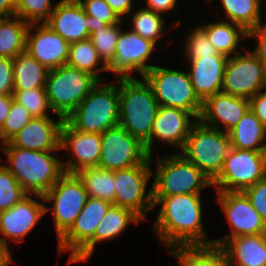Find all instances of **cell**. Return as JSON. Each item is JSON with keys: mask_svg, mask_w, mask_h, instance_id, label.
Here are the masks:
<instances>
[{"mask_svg": "<svg viewBox=\"0 0 266 266\" xmlns=\"http://www.w3.org/2000/svg\"><path fill=\"white\" fill-rule=\"evenodd\" d=\"M201 194L174 196H152L153 208L161 205V210L153 224V232L158 235L167 249L176 246L212 245L202 224ZM163 241V242H162Z\"/></svg>", "mask_w": 266, "mask_h": 266, "instance_id": "cell-1", "label": "cell"}, {"mask_svg": "<svg viewBox=\"0 0 266 266\" xmlns=\"http://www.w3.org/2000/svg\"><path fill=\"white\" fill-rule=\"evenodd\" d=\"M0 149L8 158V171L14 175L27 194L43 199L49 189L65 173L55 151H34L2 143Z\"/></svg>", "mask_w": 266, "mask_h": 266, "instance_id": "cell-2", "label": "cell"}, {"mask_svg": "<svg viewBox=\"0 0 266 266\" xmlns=\"http://www.w3.org/2000/svg\"><path fill=\"white\" fill-rule=\"evenodd\" d=\"M118 78L119 125L139 139L151 156V133L160 105L144 78Z\"/></svg>", "mask_w": 266, "mask_h": 266, "instance_id": "cell-3", "label": "cell"}, {"mask_svg": "<svg viewBox=\"0 0 266 266\" xmlns=\"http://www.w3.org/2000/svg\"><path fill=\"white\" fill-rule=\"evenodd\" d=\"M99 81L65 121L80 132L104 133L119 124V84Z\"/></svg>", "mask_w": 266, "mask_h": 266, "instance_id": "cell-4", "label": "cell"}, {"mask_svg": "<svg viewBox=\"0 0 266 266\" xmlns=\"http://www.w3.org/2000/svg\"><path fill=\"white\" fill-rule=\"evenodd\" d=\"M98 82L91 74L68 64L49 69L45 91L53 114L65 120Z\"/></svg>", "mask_w": 266, "mask_h": 266, "instance_id": "cell-5", "label": "cell"}, {"mask_svg": "<svg viewBox=\"0 0 266 266\" xmlns=\"http://www.w3.org/2000/svg\"><path fill=\"white\" fill-rule=\"evenodd\" d=\"M230 149L228 133L205 126L198 120L179 153L213 181L221 172Z\"/></svg>", "mask_w": 266, "mask_h": 266, "instance_id": "cell-6", "label": "cell"}, {"mask_svg": "<svg viewBox=\"0 0 266 266\" xmlns=\"http://www.w3.org/2000/svg\"><path fill=\"white\" fill-rule=\"evenodd\" d=\"M155 162L152 196L201 194L202 189L213 186L211 179L180 153L158 158Z\"/></svg>", "mask_w": 266, "mask_h": 266, "instance_id": "cell-7", "label": "cell"}, {"mask_svg": "<svg viewBox=\"0 0 266 266\" xmlns=\"http://www.w3.org/2000/svg\"><path fill=\"white\" fill-rule=\"evenodd\" d=\"M143 78L160 106L183 109L199 120L202 102L194 92L188 72L155 65Z\"/></svg>", "mask_w": 266, "mask_h": 266, "instance_id": "cell-8", "label": "cell"}, {"mask_svg": "<svg viewBox=\"0 0 266 266\" xmlns=\"http://www.w3.org/2000/svg\"><path fill=\"white\" fill-rule=\"evenodd\" d=\"M266 177V151L230 149L219 175L212 181L217 191H243Z\"/></svg>", "mask_w": 266, "mask_h": 266, "instance_id": "cell-9", "label": "cell"}, {"mask_svg": "<svg viewBox=\"0 0 266 266\" xmlns=\"http://www.w3.org/2000/svg\"><path fill=\"white\" fill-rule=\"evenodd\" d=\"M145 145L133 137L121 125L101 134V154L98 167L110 171L130 168L140 164H152Z\"/></svg>", "mask_w": 266, "mask_h": 266, "instance_id": "cell-10", "label": "cell"}, {"mask_svg": "<svg viewBox=\"0 0 266 266\" xmlns=\"http://www.w3.org/2000/svg\"><path fill=\"white\" fill-rule=\"evenodd\" d=\"M151 164H140L114 171L115 196L113 205L133 211L143 221L153 209L152 188L146 193L153 175Z\"/></svg>", "mask_w": 266, "mask_h": 266, "instance_id": "cell-11", "label": "cell"}, {"mask_svg": "<svg viewBox=\"0 0 266 266\" xmlns=\"http://www.w3.org/2000/svg\"><path fill=\"white\" fill-rule=\"evenodd\" d=\"M43 197L42 202H53L54 225L59 239L80 214L88 195L75 174L64 173Z\"/></svg>", "mask_w": 266, "mask_h": 266, "instance_id": "cell-12", "label": "cell"}, {"mask_svg": "<svg viewBox=\"0 0 266 266\" xmlns=\"http://www.w3.org/2000/svg\"><path fill=\"white\" fill-rule=\"evenodd\" d=\"M266 66L253 53L236 54L227 59L222 92L250 99L265 90Z\"/></svg>", "mask_w": 266, "mask_h": 266, "instance_id": "cell-13", "label": "cell"}, {"mask_svg": "<svg viewBox=\"0 0 266 266\" xmlns=\"http://www.w3.org/2000/svg\"><path fill=\"white\" fill-rule=\"evenodd\" d=\"M217 201L226 215L231 233L213 241L222 246L236 236L266 234V222L251 205L242 191H216Z\"/></svg>", "mask_w": 266, "mask_h": 266, "instance_id": "cell-14", "label": "cell"}, {"mask_svg": "<svg viewBox=\"0 0 266 266\" xmlns=\"http://www.w3.org/2000/svg\"><path fill=\"white\" fill-rule=\"evenodd\" d=\"M156 44L132 30H121L115 48V57L108 65V72L117 78H134V71L143 76L155 65L146 64Z\"/></svg>", "mask_w": 266, "mask_h": 266, "instance_id": "cell-15", "label": "cell"}, {"mask_svg": "<svg viewBox=\"0 0 266 266\" xmlns=\"http://www.w3.org/2000/svg\"><path fill=\"white\" fill-rule=\"evenodd\" d=\"M68 43L90 38V35L107 24L103 20L86 15L78 0H60L45 22Z\"/></svg>", "mask_w": 266, "mask_h": 266, "instance_id": "cell-16", "label": "cell"}, {"mask_svg": "<svg viewBox=\"0 0 266 266\" xmlns=\"http://www.w3.org/2000/svg\"><path fill=\"white\" fill-rule=\"evenodd\" d=\"M112 204L88 197L72 226L58 239V253L70 252V261L93 237L96 228Z\"/></svg>", "mask_w": 266, "mask_h": 266, "instance_id": "cell-17", "label": "cell"}, {"mask_svg": "<svg viewBox=\"0 0 266 266\" xmlns=\"http://www.w3.org/2000/svg\"><path fill=\"white\" fill-rule=\"evenodd\" d=\"M60 148L70 153L63 163L65 173L74 174L80 169L98 167L101 154V134L80 132L66 121L61 126Z\"/></svg>", "mask_w": 266, "mask_h": 266, "instance_id": "cell-18", "label": "cell"}, {"mask_svg": "<svg viewBox=\"0 0 266 266\" xmlns=\"http://www.w3.org/2000/svg\"><path fill=\"white\" fill-rule=\"evenodd\" d=\"M69 50L70 43L47 24H29L26 35V52L47 69L58 68L67 64Z\"/></svg>", "mask_w": 266, "mask_h": 266, "instance_id": "cell-19", "label": "cell"}, {"mask_svg": "<svg viewBox=\"0 0 266 266\" xmlns=\"http://www.w3.org/2000/svg\"><path fill=\"white\" fill-rule=\"evenodd\" d=\"M27 194L12 208L0 211V240L8 246L10 239L21 242L29 234L41 217L51 208L34 200ZM9 240V241H8Z\"/></svg>", "mask_w": 266, "mask_h": 266, "instance_id": "cell-20", "label": "cell"}, {"mask_svg": "<svg viewBox=\"0 0 266 266\" xmlns=\"http://www.w3.org/2000/svg\"><path fill=\"white\" fill-rule=\"evenodd\" d=\"M54 122L49 116L33 117L32 120L8 142L21 149L34 151H59L61 126L65 121L58 117Z\"/></svg>", "mask_w": 266, "mask_h": 266, "instance_id": "cell-21", "label": "cell"}, {"mask_svg": "<svg viewBox=\"0 0 266 266\" xmlns=\"http://www.w3.org/2000/svg\"><path fill=\"white\" fill-rule=\"evenodd\" d=\"M247 110H249V99L220 92L202 103L199 121L205 126L228 133ZM220 122L224 129L219 127Z\"/></svg>", "mask_w": 266, "mask_h": 266, "instance_id": "cell-22", "label": "cell"}, {"mask_svg": "<svg viewBox=\"0 0 266 266\" xmlns=\"http://www.w3.org/2000/svg\"><path fill=\"white\" fill-rule=\"evenodd\" d=\"M192 120H191V118ZM195 119V120H194ZM196 118L183 109L160 106L157 117L153 122L151 133V155L153 139L174 145L181 150L190 133L192 126L197 122Z\"/></svg>", "mask_w": 266, "mask_h": 266, "instance_id": "cell-23", "label": "cell"}, {"mask_svg": "<svg viewBox=\"0 0 266 266\" xmlns=\"http://www.w3.org/2000/svg\"><path fill=\"white\" fill-rule=\"evenodd\" d=\"M227 59L224 55H210L188 60L191 69L188 73L193 89L202 103L222 92Z\"/></svg>", "mask_w": 266, "mask_h": 266, "instance_id": "cell-24", "label": "cell"}, {"mask_svg": "<svg viewBox=\"0 0 266 266\" xmlns=\"http://www.w3.org/2000/svg\"><path fill=\"white\" fill-rule=\"evenodd\" d=\"M140 221L143 220L133 211L111 205L96 228L94 237L67 264L87 261L93 254L95 244L119 237L129 224L138 225Z\"/></svg>", "mask_w": 266, "mask_h": 266, "instance_id": "cell-25", "label": "cell"}, {"mask_svg": "<svg viewBox=\"0 0 266 266\" xmlns=\"http://www.w3.org/2000/svg\"><path fill=\"white\" fill-rule=\"evenodd\" d=\"M221 247L228 266H266V234L236 236Z\"/></svg>", "mask_w": 266, "mask_h": 266, "instance_id": "cell-26", "label": "cell"}, {"mask_svg": "<svg viewBox=\"0 0 266 266\" xmlns=\"http://www.w3.org/2000/svg\"><path fill=\"white\" fill-rule=\"evenodd\" d=\"M228 135L232 148L266 151V127L250 109Z\"/></svg>", "mask_w": 266, "mask_h": 266, "instance_id": "cell-27", "label": "cell"}, {"mask_svg": "<svg viewBox=\"0 0 266 266\" xmlns=\"http://www.w3.org/2000/svg\"><path fill=\"white\" fill-rule=\"evenodd\" d=\"M199 27L205 32L218 53L227 58L239 54L237 49L239 40L248 38V32L242 26L228 20L208 23ZM232 53L234 54L232 55Z\"/></svg>", "mask_w": 266, "mask_h": 266, "instance_id": "cell-28", "label": "cell"}, {"mask_svg": "<svg viewBox=\"0 0 266 266\" xmlns=\"http://www.w3.org/2000/svg\"><path fill=\"white\" fill-rule=\"evenodd\" d=\"M168 250L176 257L178 266H228L223 248L215 244L176 246Z\"/></svg>", "mask_w": 266, "mask_h": 266, "instance_id": "cell-29", "label": "cell"}, {"mask_svg": "<svg viewBox=\"0 0 266 266\" xmlns=\"http://www.w3.org/2000/svg\"><path fill=\"white\" fill-rule=\"evenodd\" d=\"M48 70L26 51L13 58L14 90L45 88Z\"/></svg>", "mask_w": 266, "mask_h": 266, "instance_id": "cell-30", "label": "cell"}, {"mask_svg": "<svg viewBox=\"0 0 266 266\" xmlns=\"http://www.w3.org/2000/svg\"><path fill=\"white\" fill-rule=\"evenodd\" d=\"M28 27L29 24L17 16L0 17V57L13 59L26 51Z\"/></svg>", "mask_w": 266, "mask_h": 266, "instance_id": "cell-31", "label": "cell"}, {"mask_svg": "<svg viewBox=\"0 0 266 266\" xmlns=\"http://www.w3.org/2000/svg\"><path fill=\"white\" fill-rule=\"evenodd\" d=\"M82 182L88 197L99 198L113 205L114 171L99 167L83 168L74 173Z\"/></svg>", "mask_w": 266, "mask_h": 266, "instance_id": "cell-32", "label": "cell"}, {"mask_svg": "<svg viewBox=\"0 0 266 266\" xmlns=\"http://www.w3.org/2000/svg\"><path fill=\"white\" fill-rule=\"evenodd\" d=\"M102 64L99 66V64ZM68 65L94 76L98 81H103L101 74L108 71V66L99 57L90 38L70 43ZM99 66V67H97Z\"/></svg>", "mask_w": 266, "mask_h": 266, "instance_id": "cell-33", "label": "cell"}, {"mask_svg": "<svg viewBox=\"0 0 266 266\" xmlns=\"http://www.w3.org/2000/svg\"><path fill=\"white\" fill-rule=\"evenodd\" d=\"M209 2L213 0H208ZM226 20L242 26L247 32L261 21V0H220Z\"/></svg>", "mask_w": 266, "mask_h": 266, "instance_id": "cell-34", "label": "cell"}, {"mask_svg": "<svg viewBox=\"0 0 266 266\" xmlns=\"http://www.w3.org/2000/svg\"><path fill=\"white\" fill-rule=\"evenodd\" d=\"M132 31L155 44L161 39L165 27L163 15L147 8H140L132 15Z\"/></svg>", "mask_w": 266, "mask_h": 266, "instance_id": "cell-35", "label": "cell"}, {"mask_svg": "<svg viewBox=\"0 0 266 266\" xmlns=\"http://www.w3.org/2000/svg\"><path fill=\"white\" fill-rule=\"evenodd\" d=\"M121 24L107 25L105 28L96 29L90 39L96 48L99 57L108 66L115 57V48L121 32Z\"/></svg>", "mask_w": 266, "mask_h": 266, "instance_id": "cell-36", "label": "cell"}, {"mask_svg": "<svg viewBox=\"0 0 266 266\" xmlns=\"http://www.w3.org/2000/svg\"><path fill=\"white\" fill-rule=\"evenodd\" d=\"M52 0H16L15 16L28 24L45 23L55 6Z\"/></svg>", "mask_w": 266, "mask_h": 266, "instance_id": "cell-37", "label": "cell"}, {"mask_svg": "<svg viewBox=\"0 0 266 266\" xmlns=\"http://www.w3.org/2000/svg\"><path fill=\"white\" fill-rule=\"evenodd\" d=\"M13 98L14 101L23 105L33 117H45L48 116V111H52L45 88L14 90Z\"/></svg>", "mask_w": 266, "mask_h": 266, "instance_id": "cell-38", "label": "cell"}, {"mask_svg": "<svg viewBox=\"0 0 266 266\" xmlns=\"http://www.w3.org/2000/svg\"><path fill=\"white\" fill-rule=\"evenodd\" d=\"M27 193L11 174L6 165L0 164V211H5L17 204Z\"/></svg>", "mask_w": 266, "mask_h": 266, "instance_id": "cell-39", "label": "cell"}, {"mask_svg": "<svg viewBox=\"0 0 266 266\" xmlns=\"http://www.w3.org/2000/svg\"><path fill=\"white\" fill-rule=\"evenodd\" d=\"M32 118L33 116L23 105L13 100L8 116L0 129V142H8L15 134L21 131Z\"/></svg>", "mask_w": 266, "mask_h": 266, "instance_id": "cell-40", "label": "cell"}, {"mask_svg": "<svg viewBox=\"0 0 266 266\" xmlns=\"http://www.w3.org/2000/svg\"><path fill=\"white\" fill-rule=\"evenodd\" d=\"M185 42V55L187 56L185 59L187 60H195L201 56L222 55L218 53L199 26L193 29Z\"/></svg>", "mask_w": 266, "mask_h": 266, "instance_id": "cell-41", "label": "cell"}, {"mask_svg": "<svg viewBox=\"0 0 266 266\" xmlns=\"http://www.w3.org/2000/svg\"><path fill=\"white\" fill-rule=\"evenodd\" d=\"M86 15L104 21L107 25L122 23V19L114 12L104 0H78Z\"/></svg>", "mask_w": 266, "mask_h": 266, "instance_id": "cell-42", "label": "cell"}, {"mask_svg": "<svg viewBox=\"0 0 266 266\" xmlns=\"http://www.w3.org/2000/svg\"><path fill=\"white\" fill-rule=\"evenodd\" d=\"M251 205L266 222V177L242 191Z\"/></svg>", "mask_w": 266, "mask_h": 266, "instance_id": "cell-43", "label": "cell"}, {"mask_svg": "<svg viewBox=\"0 0 266 266\" xmlns=\"http://www.w3.org/2000/svg\"><path fill=\"white\" fill-rule=\"evenodd\" d=\"M13 59L0 57V95H13Z\"/></svg>", "mask_w": 266, "mask_h": 266, "instance_id": "cell-44", "label": "cell"}, {"mask_svg": "<svg viewBox=\"0 0 266 266\" xmlns=\"http://www.w3.org/2000/svg\"><path fill=\"white\" fill-rule=\"evenodd\" d=\"M257 38V46L251 50L266 66V23L263 24L262 20L256 25L255 28L248 31V38Z\"/></svg>", "mask_w": 266, "mask_h": 266, "instance_id": "cell-45", "label": "cell"}, {"mask_svg": "<svg viewBox=\"0 0 266 266\" xmlns=\"http://www.w3.org/2000/svg\"><path fill=\"white\" fill-rule=\"evenodd\" d=\"M249 109L266 127V90L258 92L249 99Z\"/></svg>", "mask_w": 266, "mask_h": 266, "instance_id": "cell-46", "label": "cell"}, {"mask_svg": "<svg viewBox=\"0 0 266 266\" xmlns=\"http://www.w3.org/2000/svg\"><path fill=\"white\" fill-rule=\"evenodd\" d=\"M110 8L122 19L132 13V0H104Z\"/></svg>", "mask_w": 266, "mask_h": 266, "instance_id": "cell-47", "label": "cell"}, {"mask_svg": "<svg viewBox=\"0 0 266 266\" xmlns=\"http://www.w3.org/2000/svg\"><path fill=\"white\" fill-rule=\"evenodd\" d=\"M147 9L153 10L156 13L164 15L165 12L173 10L177 0H147Z\"/></svg>", "mask_w": 266, "mask_h": 266, "instance_id": "cell-48", "label": "cell"}, {"mask_svg": "<svg viewBox=\"0 0 266 266\" xmlns=\"http://www.w3.org/2000/svg\"><path fill=\"white\" fill-rule=\"evenodd\" d=\"M13 100V95H0V129L8 116Z\"/></svg>", "mask_w": 266, "mask_h": 266, "instance_id": "cell-49", "label": "cell"}, {"mask_svg": "<svg viewBox=\"0 0 266 266\" xmlns=\"http://www.w3.org/2000/svg\"><path fill=\"white\" fill-rule=\"evenodd\" d=\"M16 12V0H0V17H12Z\"/></svg>", "mask_w": 266, "mask_h": 266, "instance_id": "cell-50", "label": "cell"}, {"mask_svg": "<svg viewBox=\"0 0 266 266\" xmlns=\"http://www.w3.org/2000/svg\"><path fill=\"white\" fill-rule=\"evenodd\" d=\"M9 249L10 247L0 240V266H9L10 263H13Z\"/></svg>", "mask_w": 266, "mask_h": 266, "instance_id": "cell-51", "label": "cell"}]
</instances>
